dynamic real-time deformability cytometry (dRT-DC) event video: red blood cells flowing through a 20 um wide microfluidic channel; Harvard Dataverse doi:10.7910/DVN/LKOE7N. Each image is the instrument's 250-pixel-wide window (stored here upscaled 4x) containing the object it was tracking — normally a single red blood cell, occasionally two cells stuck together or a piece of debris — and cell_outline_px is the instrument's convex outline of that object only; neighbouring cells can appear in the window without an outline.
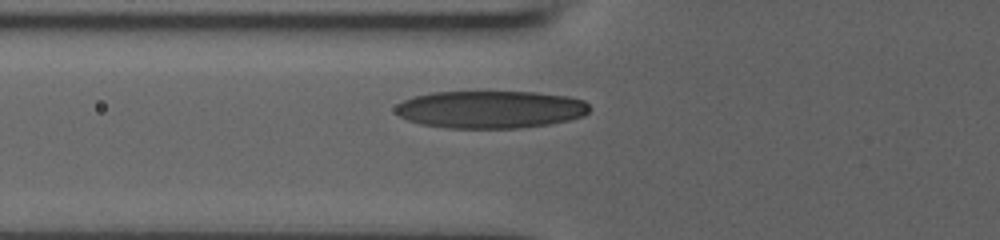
{"species": "human", "species_latin": "Homo sapiens", "temperature_condition": "room temperature", "stored_images_in_passage": 14, "camera_frame_rate_fps": 3000, "um_per_image_px": 0.085, "donor": {"sex": "male"}, "frame": {"image": 1, "passage_image": 9, "time_ms": 1.333, "image_size_px": [1000, 240], "cell_outline_px": [[588, 112], [584, 116], [568, 120], [548, 124], [520, 128], [448, 128], [420, 124], [408, 120], [400, 116], [396, 112], [396, 104], [412, 96], [432, 92], [536, 92], [568, 96], [584, 100], [588, 104]], "centroid_in_image_um": [41.68, 9.3], "position_along_channel_um": 84.1, "area_um2": 42.54}}